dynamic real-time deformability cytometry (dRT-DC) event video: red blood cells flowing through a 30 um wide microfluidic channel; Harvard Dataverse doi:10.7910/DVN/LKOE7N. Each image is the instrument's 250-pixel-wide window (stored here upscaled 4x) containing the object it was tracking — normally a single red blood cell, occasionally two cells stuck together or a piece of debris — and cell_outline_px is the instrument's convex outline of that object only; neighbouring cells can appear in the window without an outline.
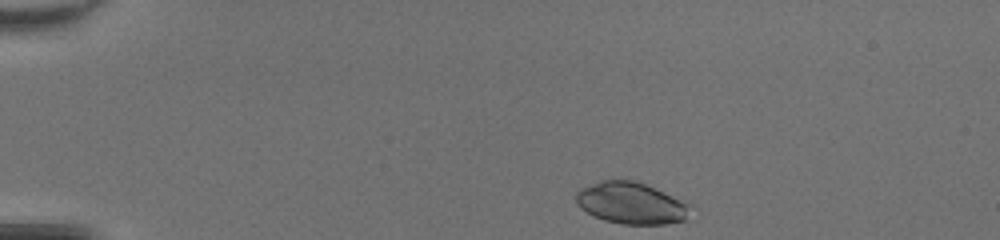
{"species": "common noctule bat (a hibernating species)", "species_latin": "Nyctalus noctula", "temperature_condition": "room temperature", "stored_images_in_passage": 41, "camera_frame_rate_fps": 3000, "um_per_image_px": 0.085, "animal": {"sex": "female", "body_mass_g": 20.0, "forearm_length_mm": 54.0}, "frame": {"image": 1, "passage_image": 1, "time_ms": 0.0, "image_size_px": [1000, 240], "cell_outline_px": [[692, 204], [684, 220], [664, 224], [624, 224], [604, 220], [588, 212], [576, 200], [576, 192], [580, 188], [600, 180], [632, 180], [644, 184], [688, 200]], "centroid_in_image_um": [53.71, 17.25], "position_along_channel_um": 31.3, "area_um2": 27.63}}
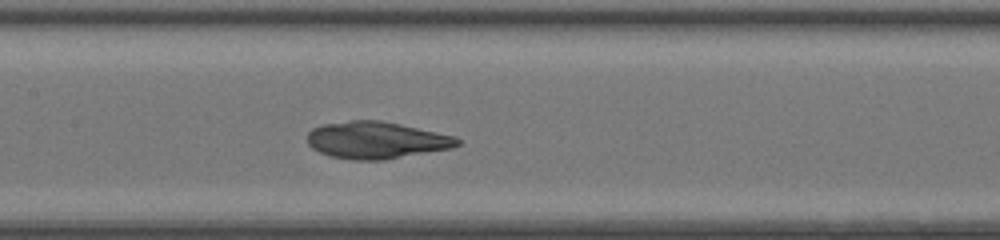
{"frame": {"image": 2, "passage_image": 17, "time_ms": 5.333, "image_size_px": [1000, 240], "cell_outline_px": [[460, 144], [452, 148], [384, 160], [352, 160], [332, 156], [320, 152], [312, 148], [308, 144], [308, 132], [312, 128], [320, 124], [352, 120], [380, 120], [400, 124], [452, 136], [460, 140]], "centroid_in_image_um": [31.94, 11.91], "position_along_channel_um": 175.5, "area_um2": 32.19}}
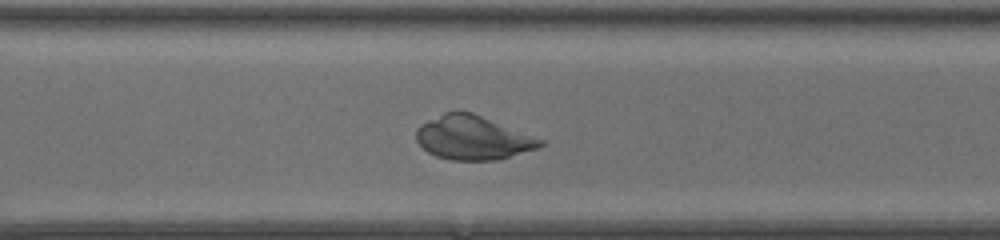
{"frame": {"image": 3, "passage_image": 28, "time_ms": 9.0, "image_size_px": [1000, 240], "cell_outline_px": [[544, 144], [536, 148], [496, 160], [452, 160], [436, 156], [428, 152], [416, 140], [416, 128], [420, 124], [444, 112], [472, 112], [544, 140]], "centroid_in_image_um": [40.16, 11.71], "position_along_channel_um": 330.4, "area_um2": 31.33}}